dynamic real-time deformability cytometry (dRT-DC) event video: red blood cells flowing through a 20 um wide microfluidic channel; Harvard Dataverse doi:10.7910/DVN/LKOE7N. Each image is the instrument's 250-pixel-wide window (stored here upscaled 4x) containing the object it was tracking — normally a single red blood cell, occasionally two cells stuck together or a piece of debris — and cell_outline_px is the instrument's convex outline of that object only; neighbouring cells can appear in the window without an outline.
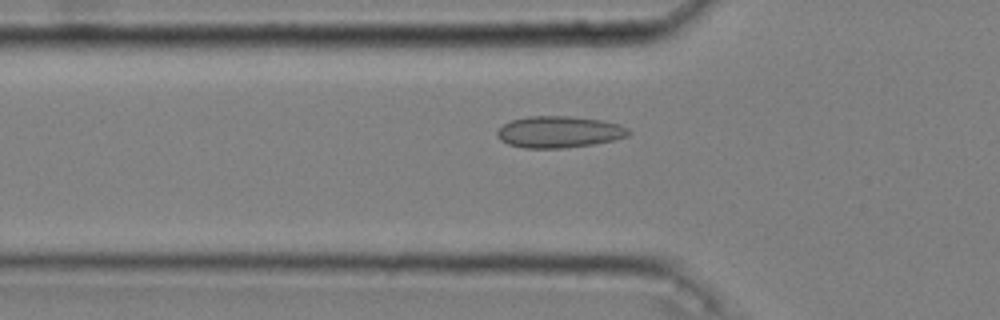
{"species": "common noctule bat (a hibernating species)", "species_latin": "Nyctalus noctula", "temperature_condition": "cold", "stored_images_in_passage": 32, "camera_frame_rate_fps": 3000, "um_per_image_px": 0.085, "animal": {"sex": "male", "body_mass_g": 20.4}, "frame": {"image": 1, "passage_image": 2, "time_ms": 0.333, "image_size_px": [1000, 320], "cell_outline_px": [[632, 132], [628, 136], [612, 140], [592, 144], [564, 148], [524, 148], [508, 144], [500, 140], [496, 136], [496, 132], [504, 124], [512, 120], [528, 116], [572, 116], [604, 120], [620, 124], [628, 128]], "centroid_in_image_um": [47.54, 11.21], "position_along_channel_um": 78.3, "area_um2": 24.33}}
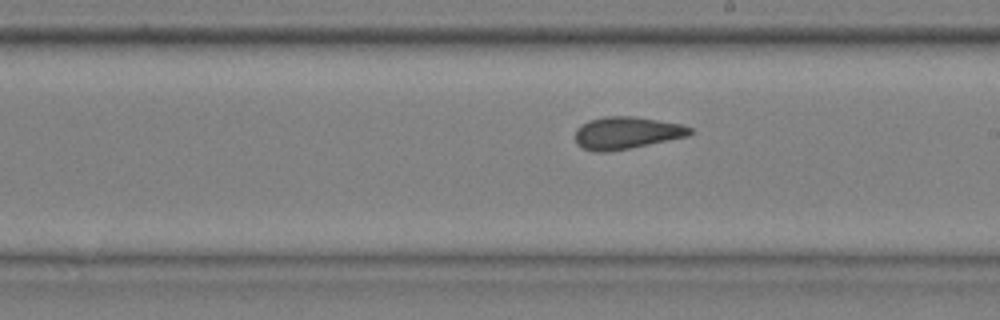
{"frame": {"image": 2, "passage_image": 15, "time_ms": 4.667, "image_size_px": [1000, 320], "cell_outline_px": [[696, 132], [688, 136], [632, 148], [608, 152], [596, 152], [584, 148], [576, 144], [576, 128], [588, 120], [604, 116], [632, 116], [680, 124], [692, 128]], "centroid_in_image_um": [53.26, 11.3], "position_along_channel_um": 235.7, "area_um2": 21.68}}
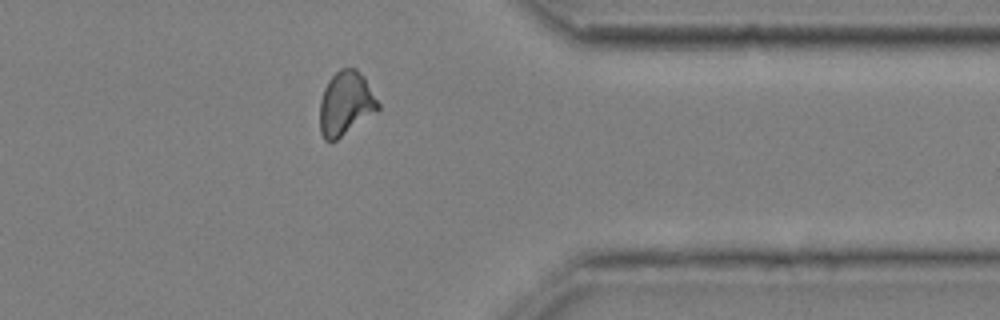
{"frame": {"image": 3, "passage_image": 28, "time_ms": 9.0, "image_size_px": [1000, 320], "cell_outline_px": [[380, 108], [376, 112], [336, 140], [324, 140], [320, 132], [320, 100], [324, 88], [328, 80], [340, 68], [356, 68], [364, 76], [380, 104]], "centroid_in_image_um": [29.38, 8.78], "position_along_channel_um": 382.0, "area_um2": 21.68}, "authors_computed_cell_mechanics": {"area_um2": 21.5594, "velocity_mm_per_s": 3.6302, "shape_relaxation_time_tau1_ms": null, "shape_relaxation_time_tau2_ms": 2.2545, "deformation_change_tau1": null, "deformation_change_tau2": 0.0609}}